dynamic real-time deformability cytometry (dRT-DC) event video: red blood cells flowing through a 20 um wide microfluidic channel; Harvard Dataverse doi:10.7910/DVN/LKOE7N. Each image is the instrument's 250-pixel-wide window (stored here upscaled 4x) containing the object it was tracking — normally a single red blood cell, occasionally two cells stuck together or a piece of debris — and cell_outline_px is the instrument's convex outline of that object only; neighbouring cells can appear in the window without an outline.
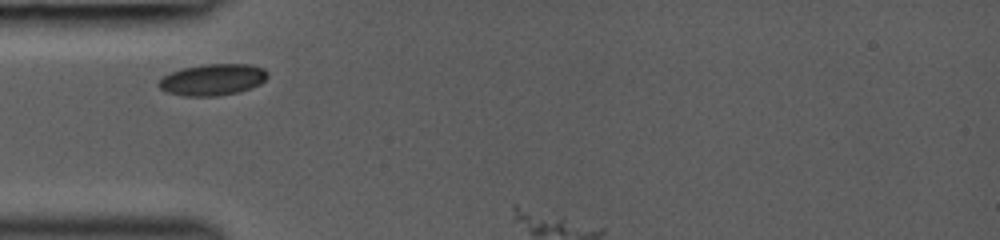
{"species": "common noctule bat (a hibernating species)", "species_latin": "Nyctalus noctula", "temperature_condition": "room temperature", "stored_images_in_passage": 2, "segment_of_instrument_passage": [1, 2], "camera_frame_rate_fps": 3000, "um_per_image_px": 0.085, "animal": {"sex": "female", "body_mass_g": 19.0, "forearm_length_mm": 53.3}, "frame": {"image": 1, "passage_image": 1, "time_ms": 0.0, "image_size_px": [1000, 240], "cell_outline_px": [[268, 76], [260, 84], [252, 88], [240, 92], [216, 96], [184, 96], [168, 92], [160, 88], [156, 84], [164, 76], [180, 68], [204, 64], [252, 64], [264, 68], [268, 72]], "centroid_in_image_um": [18.1, 6.76], "position_along_channel_um": 66.9, "area_um2": 20.11}}